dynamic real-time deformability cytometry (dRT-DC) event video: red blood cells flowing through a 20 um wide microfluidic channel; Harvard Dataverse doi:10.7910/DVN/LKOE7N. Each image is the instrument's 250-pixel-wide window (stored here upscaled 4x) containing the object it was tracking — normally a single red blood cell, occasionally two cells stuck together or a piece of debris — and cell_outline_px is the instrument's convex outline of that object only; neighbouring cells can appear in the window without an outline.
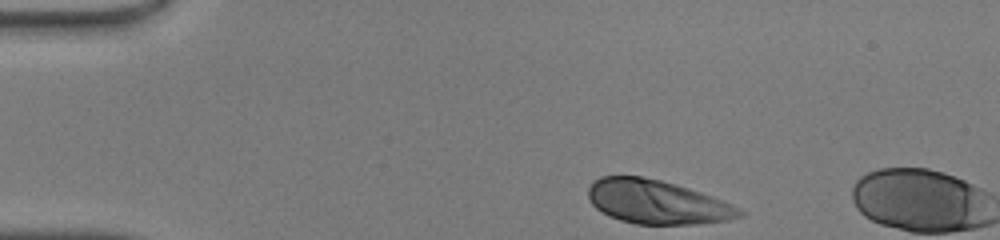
{"species": "human", "species_latin": "Homo sapiens", "temperature_condition": "warm", "stored_images_in_passage": 4, "camera_frame_rate_fps": 3000, "um_per_image_px": 0.085, "donor": {"sex": "male"}, "frame": {"image": 1, "passage_image": 1, "time_ms": 0.0, "image_size_px": [1000, 240], "cell_outline_px": [[744, 216], [728, 220], [692, 224], [636, 224], [620, 220], [608, 216], [600, 212], [588, 200], [588, 188], [592, 180], [600, 176], [640, 176], [660, 180], [688, 188], [724, 200], [740, 208], [744, 212]], "centroid_in_image_um": [55.82, 17.17], "position_along_channel_um": 29.2, "area_um2": 38.84}}